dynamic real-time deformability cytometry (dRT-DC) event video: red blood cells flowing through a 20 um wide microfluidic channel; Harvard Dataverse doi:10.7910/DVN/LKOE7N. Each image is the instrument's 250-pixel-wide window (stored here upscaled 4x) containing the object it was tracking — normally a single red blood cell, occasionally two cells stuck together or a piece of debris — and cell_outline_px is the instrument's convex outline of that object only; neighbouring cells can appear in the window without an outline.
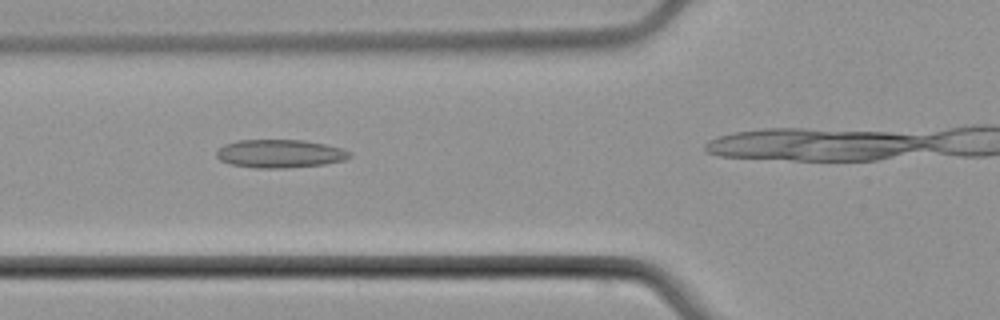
{"species": "common noctule bat (a hibernating species)", "species_latin": "Nyctalus noctula", "temperature_condition": "cold", "stored_images_in_passage": 6, "camera_frame_rate_fps": 3000, "um_per_image_px": 0.085, "animal": {"sex": "male", "body_mass_g": 21.5, "forearm_length_mm": 52.0}, "frame": {"image": 1, "passage_image": 4, "time_ms": 3.667, "image_size_px": [1000, 320], "cell_outline_px": [[352, 156], [344, 160], [324, 164], [284, 168], [256, 168], [232, 164], [220, 160], [216, 156], [216, 148], [224, 144], [236, 140], [304, 140], [324, 144], [340, 148], [352, 152]], "centroid_in_image_um": [23.76, 13.05], "position_along_channel_um": 102.0, "area_um2": 21.96}}